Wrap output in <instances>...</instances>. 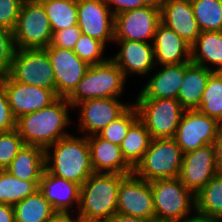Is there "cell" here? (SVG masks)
I'll return each instance as SVG.
<instances>
[{"label": "cell", "instance_id": "6da1fadb", "mask_svg": "<svg viewBox=\"0 0 222 222\" xmlns=\"http://www.w3.org/2000/svg\"><path fill=\"white\" fill-rule=\"evenodd\" d=\"M69 107L72 105L67 99L59 97L51 105L19 117L16 120V130L25 145L45 150L59 139L70 135L63 131L70 123Z\"/></svg>", "mask_w": 222, "mask_h": 222}, {"label": "cell", "instance_id": "7a4b0ae2", "mask_svg": "<svg viewBox=\"0 0 222 222\" xmlns=\"http://www.w3.org/2000/svg\"><path fill=\"white\" fill-rule=\"evenodd\" d=\"M84 135L81 138L68 135L46 148L45 171L81 186L94 173L88 139L86 133Z\"/></svg>", "mask_w": 222, "mask_h": 222}, {"label": "cell", "instance_id": "3957f363", "mask_svg": "<svg viewBox=\"0 0 222 222\" xmlns=\"http://www.w3.org/2000/svg\"><path fill=\"white\" fill-rule=\"evenodd\" d=\"M125 176L94 172L81 185L78 215L84 222H108L116 214L118 189Z\"/></svg>", "mask_w": 222, "mask_h": 222}, {"label": "cell", "instance_id": "277c9868", "mask_svg": "<svg viewBox=\"0 0 222 222\" xmlns=\"http://www.w3.org/2000/svg\"><path fill=\"white\" fill-rule=\"evenodd\" d=\"M126 77L109 58L107 61L89 65L82 80L66 98L74 106L82 101L97 98H118L124 90Z\"/></svg>", "mask_w": 222, "mask_h": 222}, {"label": "cell", "instance_id": "5b68a950", "mask_svg": "<svg viewBox=\"0 0 222 222\" xmlns=\"http://www.w3.org/2000/svg\"><path fill=\"white\" fill-rule=\"evenodd\" d=\"M150 184L155 222H183L192 209L195 211V194L178 177L153 180Z\"/></svg>", "mask_w": 222, "mask_h": 222}, {"label": "cell", "instance_id": "8992f818", "mask_svg": "<svg viewBox=\"0 0 222 222\" xmlns=\"http://www.w3.org/2000/svg\"><path fill=\"white\" fill-rule=\"evenodd\" d=\"M183 161L182 149L174 138L152 139L148 150L133 173L148 182L179 177Z\"/></svg>", "mask_w": 222, "mask_h": 222}, {"label": "cell", "instance_id": "52a82bcc", "mask_svg": "<svg viewBox=\"0 0 222 222\" xmlns=\"http://www.w3.org/2000/svg\"><path fill=\"white\" fill-rule=\"evenodd\" d=\"M12 32L16 49H45L50 45L52 30L46 11L39 0L22 2Z\"/></svg>", "mask_w": 222, "mask_h": 222}, {"label": "cell", "instance_id": "ba28073f", "mask_svg": "<svg viewBox=\"0 0 222 222\" xmlns=\"http://www.w3.org/2000/svg\"><path fill=\"white\" fill-rule=\"evenodd\" d=\"M134 106L139 120L145 125L152 139L174 138L184 108L177 99H136Z\"/></svg>", "mask_w": 222, "mask_h": 222}, {"label": "cell", "instance_id": "9c48e42d", "mask_svg": "<svg viewBox=\"0 0 222 222\" xmlns=\"http://www.w3.org/2000/svg\"><path fill=\"white\" fill-rule=\"evenodd\" d=\"M8 75L22 84L56 92L53 67L45 49H16Z\"/></svg>", "mask_w": 222, "mask_h": 222}, {"label": "cell", "instance_id": "30bf717a", "mask_svg": "<svg viewBox=\"0 0 222 222\" xmlns=\"http://www.w3.org/2000/svg\"><path fill=\"white\" fill-rule=\"evenodd\" d=\"M161 23V11L158 2H152L114 16V40H132L148 42L154 39L156 29Z\"/></svg>", "mask_w": 222, "mask_h": 222}, {"label": "cell", "instance_id": "8fae6325", "mask_svg": "<svg viewBox=\"0 0 222 222\" xmlns=\"http://www.w3.org/2000/svg\"><path fill=\"white\" fill-rule=\"evenodd\" d=\"M222 124L198 109L184 110L174 140L183 154L213 144Z\"/></svg>", "mask_w": 222, "mask_h": 222}, {"label": "cell", "instance_id": "7c38bea8", "mask_svg": "<svg viewBox=\"0 0 222 222\" xmlns=\"http://www.w3.org/2000/svg\"><path fill=\"white\" fill-rule=\"evenodd\" d=\"M116 213L155 222L150 182L137 177L134 173L126 175L118 189Z\"/></svg>", "mask_w": 222, "mask_h": 222}, {"label": "cell", "instance_id": "4fadbf2b", "mask_svg": "<svg viewBox=\"0 0 222 222\" xmlns=\"http://www.w3.org/2000/svg\"><path fill=\"white\" fill-rule=\"evenodd\" d=\"M12 113L16 119L51 105L59 97L54 90L14 81L8 74L0 76Z\"/></svg>", "mask_w": 222, "mask_h": 222}, {"label": "cell", "instance_id": "5bb4252c", "mask_svg": "<svg viewBox=\"0 0 222 222\" xmlns=\"http://www.w3.org/2000/svg\"><path fill=\"white\" fill-rule=\"evenodd\" d=\"M45 50L53 67L56 94L67 98L82 80L89 65L73 50L53 46H48Z\"/></svg>", "mask_w": 222, "mask_h": 222}, {"label": "cell", "instance_id": "9a60e30c", "mask_svg": "<svg viewBox=\"0 0 222 222\" xmlns=\"http://www.w3.org/2000/svg\"><path fill=\"white\" fill-rule=\"evenodd\" d=\"M217 174L214 144L183 154L178 178L195 195Z\"/></svg>", "mask_w": 222, "mask_h": 222}, {"label": "cell", "instance_id": "2e32d148", "mask_svg": "<svg viewBox=\"0 0 222 222\" xmlns=\"http://www.w3.org/2000/svg\"><path fill=\"white\" fill-rule=\"evenodd\" d=\"M77 16L81 33L106 45L114 41V15L105 0H81L77 3Z\"/></svg>", "mask_w": 222, "mask_h": 222}, {"label": "cell", "instance_id": "e0dca14e", "mask_svg": "<svg viewBox=\"0 0 222 222\" xmlns=\"http://www.w3.org/2000/svg\"><path fill=\"white\" fill-rule=\"evenodd\" d=\"M80 109V126L87 136L99 134L107 125L117 119L129 105L118 101V98H97L77 103Z\"/></svg>", "mask_w": 222, "mask_h": 222}, {"label": "cell", "instance_id": "ac0fdd59", "mask_svg": "<svg viewBox=\"0 0 222 222\" xmlns=\"http://www.w3.org/2000/svg\"><path fill=\"white\" fill-rule=\"evenodd\" d=\"M161 23L174 30L191 46L201 33L190 0H163L159 3Z\"/></svg>", "mask_w": 222, "mask_h": 222}, {"label": "cell", "instance_id": "d6986e66", "mask_svg": "<svg viewBox=\"0 0 222 222\" xmlns=\"http://www.w3.org/2000/svg\"><path fill=\"white\" fill-rule=\"evenodd\" d=\"M121 50L110 59L122 70L125 77L136 73L145 75L156 66L154 49L151 42L132 40H114Z\"/></svg>", "mask_w": 222, "mask_h": 222}, {"label": "cell", "instance_id": "ffe728a7", "mask_svg": "<svg viewBox=\"0 0 222 222\" xmlns=\"http://www.w3.org/2000/svg\"><path fill=\"white\" fill-rule=\"evenodd\" d=\"M90 158L95 173H114L129 175L133 168L125 161L120 146L100 137L87 136Z\"/></svg>", "mask_w": 222, "mask_h": 222}, {"label": "cell", "instance_id": "44dd1931", "mask_svg": "<svg viewBox=\"0 0 222 222\" xmlns=\"http://www.w3.org/2000/svg\"><path fill=\"white\" fill-rule=\"evenodd\" d=\"M152 43L156 65L191 62V45L162 23L158 25Z\"/></svg>", "mask_w": 222, "mask_h": 222}, {"label": "cell", "instance_id": "7402d4cb", "mask_svg": "<svg viewBox=\"0 0 222 222\" xmlns=\"http://www.w3.org/2000/svg\"><path fill=\"white\" fill-rule=\"evenodd\" d=\"M80 187L75 182L44 171L38 190L56 212H70L72 205L75 203L78 206L77 209H79Z\"/></svg>", "mask_w": 222, "mask_h": 222}, {"label": "cell", "instance_id": "603a6c76", "mask_svg": "<svg viewBox=\"0 0 222 222\" xmlns=\"http://www.w3.org/2000/svg\"><path fill=\"white\" fill-rule=\"evenodd\" d=\"M185 71L186 63L162 65V69L148 80L136 99H177Z\"/></svg>", "mask_w": 222, "mask_h": 222}, {"label": "cell", "instance_id": "cb8c5ba5", "mask_svg": "<svg viewBox=\"0 0 222 222\" xmlns=\"http://www.w3.org/2000/svg\"><path fill=\"white\" fill-rule=\"evenodd\" d=\"M213 72L212 69L186 62L185 76L177 96V100L185 110L199 107L202 94Z\"/></svg>", "mask_w": 222, "mask_h": 222}, {"label": "cell", "instance_id": "d4e9b609", "mask_svg": "<svg viewBox=\"0 0 222 222\" xmlns=\"http://www.w3.org/2000/svg\"><path fill=\"white\" fill-rule=\"evenodd\" d=\"M45 150L24 145L5 169L10 175L25 181H40L45 171Z\"/></svg>", "mask_w": 222, "mask_h": 222}, {"label": "cell", "instance_id": "484cf974", "mask_svg": "<svg viewBox=\"0 0 222 222\" xmlns=\"http://www.w3.org/2000/svg\"><path fill=\"white\" fill-rule=\"evenodd\" d=\"M191 49L192 63L214 71H222V31L201 32ZM206 62L218 66V68H210Z\"/></svg>", "mask_w": 222, "mask_h": 222}, {"label": "cell", "instance_id": "4316f807", "mask_svg": "<svg viewBox=\"0 0 222 222\" xmlns=\"http://www.w3.org/2000/svg\"><path fill=\"white\" fill-rule=\"evenodd\" d=\"M13 209L15 222H49L56 213L39 190L13 205Z\"/></svg>", "mask_w": 222, "mask_h": 222}, {"label": "cell", "instance_id": "83f0119b", "mask_svg": "<svg viewBox=\"0 0 222 222\" xmlns=\"http://www.w3.org/2000/svg\"><path fill=\"white\" fill-rule=\"evenodd\" d=\"M151 140V134L139 119L128 130L120 144V149L125 161L133 169L148 150Z\"/></svg>", "mask_w": 222, "mask_h": 222}, {"label": "cell", "instance_id": "f1b7e54d", "mask_svg": "<svg viewBox=\"0 0 222 222\" xmlns=\"http://www.w3.org/2000/svg\"><path fill=\"white\" fill-rule=\"evenodd\" d=\"M195 213L222 220V174L215 175L195 195Z\"/></svg>", "mask_w": 222, "mask_h": 222}, {"label": "cell", "instance_id": "f546056e", "mask_svg": "<svg viewBox=\"0 0 222 222\" xmlns=\"http://www.w3.org/2000/svg\"><path fill=\"white\" fill-rule=\"evenodd\" d=\"M49 19L52 33L78 23L77 3L69 0H39Z\"/></svg>", "mask_w": 222, "mask_h": 222}, {"label": "cell", "instance_id": "4dcf8cb0", "mask_svg": "<svg viewBox=\"0 0 222 222\" xmlns=\"http://www.w3.org/2000/svg\"><path fill=\"white\" fill-rule=\"evenodd\" d=\"M40 181H25L0 170V203L15 205L38 190Z\"/></svg>", "mask_w": 222, "mask_h": 222}, {"label": "cell", "instance_id": "1f68e13d", "mask_svg": "<svg viewBox=\"0 0 222 222\" xmlns=\"http://www.w3.org/2000/svg\"><path fill=\"white\" fill-rule=\"evenodd\" d=\"M199 29L222 31V0H190Z\"/></svg>", "mask_w": 222, "mask_h": 222}, {"label": "cell", "instance_id": "d6a6232c", "mask_svg": "<svg viewBox=\"0 0 222 222\" xmlns=\"http://www.w3.org/2000/svg\"><path fill=\"white\" fill-rule=\"evenodd\" d=\"M197 109L222 124V72L210 75Z\"/></svg>", "mask_w": 222, "mask_h": 222}, {"label": "cell", "instance_id": "836d02e7", "mask_svg": "<svg viewBox=\"0 0 222 222\" xmlns=\"http://www.w3.org/2000/svg\"><path fill=\"white\" fill-rule=\"evenodd\" d=\"M139 119L136 107L130 105L117 119L107 125L98 135L118 146L130 127Z\"/></svg>", "mask_w": 222, "mask_h": 222}, {"label": "cell", "instance_id": "e575fe53", "mask_svg": "<svg viewBox=\"0 0 222 222\" xmlns=\"http://www.w3.org/2000/svg\"><path fill=\"white\" fill-rule=\"evenodd\" d=\"M105 47L103 42L81 33L73 52L88 65H95L109 59L102 57Z\"/></svg>", "mask_w": 222, "mask_h": 222}, {"label": "cell", "instance_id": "d590c367", "mask_svg": "<svg viewBox=\"0 0 222 222\" xmlns=\"http://www.w3.org/2000/svg\"><path fill=\"white\" fill-rule=\"evenodd\" d=\"M25 145L16 129L0 132V170H5Z\"/></svg>", "mask_w": 222, "mask_h": 222}, {"label": "cell", "instance_id": "8d00e7d4", "mask_svg": "<svg viewBox=\"0 0 222 222\" xmlns=\"http://www.w3.org/2000/svg\"><path fill=\"white\" fill-rule=\"evenodd\" d=\"M15 51L13 32L0 27V76L9 73Z\"/></svg>", "mask_w": 222, "mask_h": 222}, {"label": "cell", "instance_id": "74e56055", "mask_svg": "<svg viewBox=\"0 0 222 222\" xmlns=\"http://www.w3.org/2000/svg\"><path fill=\"white\" fill-rule=\"evenodd\" d=\"M24 0H0V27L13 31Z\"/></svg>", "mask_w": 222, "mask_h": 222}, {"label": "cell", "instance_id": "f35d334b", "mask_svg": "<svg viewBox=\"0 0 222 222\" xmlns=\"http://www.w3.org/2000/svg\"><path fill=\"white\" fill-rule=\"evenodd\" d=\"M80 35L81 30L78 25L53 32L49 46L73 50Z\"/></svg>", "mask_w": 222, "mask_h": 222}, {"label": "cell", "instance_id": "ab89813d", "mask_svg": "<svg viewBox=\"0 0 222 222\" xmlns=\"http://www.w3.org/2000/svg\"><path fill=\"white\" fill-rule=\"evenodd\" d=\"M16 120L10 108L7 93L0 83V132L16 129Z\"/></svg>", "mask_w": 222, "mask_h": 222}, {"label": "cell", "instance_id": "60d3db41", "mask_svg": "<svg viewBox=\"0 0 222 222\" xmlns=\"http://www.w3.org/2000/svg\"><path fill=\"white\" fill-rule=\"evenodd\" d=\"M110 11H112L113 15H117L119 13H123L125 11L142 8L147 5H150L152 0H105ZM111 5H115L113 9H111Z\"/></svg>", "mask_w": 222, "mask_h": 222}, {"label": "cell", "instance_id": "b9f144b4", "mask_svg": "<svg viewBox=\"0 0 222 222\" xmlns=\"http://www.w3.org/2000/svg\"><path fill=\"white\" fill-rule=\"evenodd\" d=\"M213 144L215 147L217 171L219 174H222V127L219 129Z\"/></svg>", "mask_w": 222, "mask_h": 222}, {"label": "cell", "instance_id": "7bdbcfd3", "mask_svg": "<svg viewBox=\"0 0 222 222\" xmlns=\"http://www.w3.org/2000/svg\"><path fill=\"white\" fill-rule=\"evenodd\" d=\"M0 222H15L12 205L0 203Z\"/></svg>", "mask_w": 222, "mask_h": 222}, {"label": "cell", "instance_id": "ee69618b", "mask_svg": "<svg viewBox=\"0 0 222 222\" xmlns=\"http://www.w3.org/2000/svg\"><path fill=\"white\" fill-rule=\"evenodd\" d=\"M49 222H84L78 215L76 218L70 216V212H56Z\"/></svg>", "mask_w": 222, "mask_h": 222}, {"label": "cell", "instance_id": "f6af8a7d", "mask_svg": "<svg viewBox=\"0 0 222 222\" xmlns=\"http://www.w3.org/2000/svg\"><path fill=\"white\" fill-rule=\"evenodd\" d=\"M108 222H150V221L139 217L116 213L112 216V218Z\"/></svg>", "mask_w": 222, "mask_h": 222}, {"label": "cell", "instance_id": "bcb514c9", "mask_svg": "<svg viewBox=\"0 0 222 222\" xmlns=\"http://www.w3.org/2000/svg\"><path fill=\"white\" fill-rule=\"evenodd\" d=\"M183 222H220L219 219L202 216L196 213L192 217L186 218Z\"/></svg>", "mask_w": 222, "mask_h": 222}, {"label": "cell", "instance_id": "7dc6e473", "mask_svg": "<svg viewBox=\"0 0 222 222\" xmlns=\"http://www.w3.org/2000/svg\"><path fill=\"white\" fill-rule=\"evenodd\" d=\"M152 1L160 3L163 0H152Z\"/></svg>", "mask_w": 222, "mask_h": 222}, {"label": "cell", "instance_id": "c3c4849f", "mask_svg": "<svg viewBox=\"0 0 222 222\" xmlns=\"http://www.w3.org/2000/svg\"><path fill=\"white\" fill-rule=\"evenodd\" d=\"M69 1H73V2L78 3V2L81 1V0H69Z\"/></svg>", "mask_w": 222, "mask_h": 222}]
</instances>
